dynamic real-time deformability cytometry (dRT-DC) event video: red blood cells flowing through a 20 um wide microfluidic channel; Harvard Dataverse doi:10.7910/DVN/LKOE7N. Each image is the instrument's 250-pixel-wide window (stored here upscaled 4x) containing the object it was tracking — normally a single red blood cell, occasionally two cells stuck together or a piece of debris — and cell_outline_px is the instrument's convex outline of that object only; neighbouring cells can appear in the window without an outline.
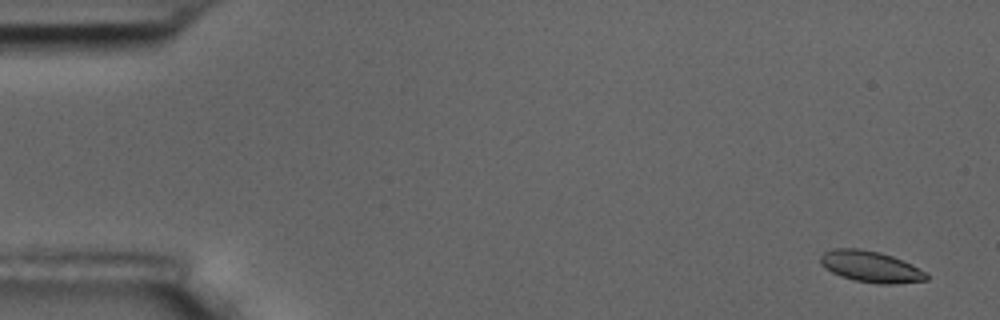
{"species": "common noctule bat (a hibernating species)", "species_latin": "Nyctalus noctula", "temperature_condition": "room temperature", "stored_images_in_passage": 4, "camera_frame_rate_fps": 3000, "um_per_image_px": 0.085, "animal": {"sex": "male", "body_mass_g": 17.5, "forearm_length_mm": 52.3}, "frame": {"image": 1, "passage_image": 1, "time_ms": 0.0, "image_size_px": [1000, 320], "cell_outline_px": [[928, 280], [892, 284], [880, 284], [856, 280], [840, 276], [824, 268], [820, 264], [820, 256], [824, 252], [832, 248], [860, 248], [880, 252], [892, 256], [912, 264], [924, 272], [928, 276]], "centroid_in_image_um": [73.97, 22.65], "position_along_channel_um": 11.0, "area_um2": 19.31}}
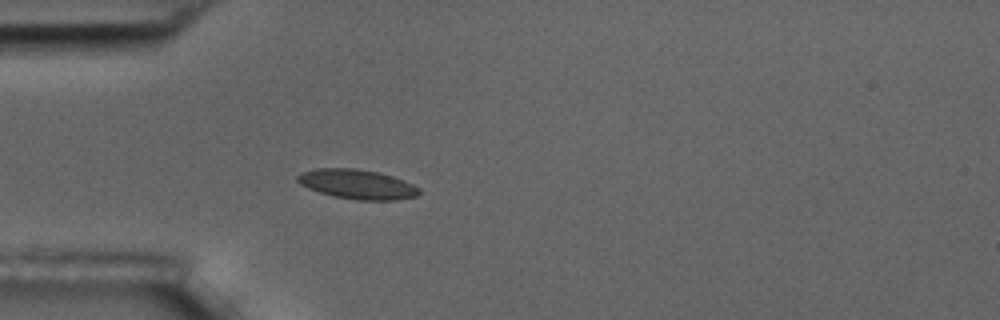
{"frame": {"image": 2, "passage_image": 4, "time_ms": 4.667, "image_size_px": [1000, 320], "cell_outline_px": [[420, 192], [416, 196], [396, 200], [356, 200], [332, 196], [308, 188], [300, 184], [296, 180], [296, 176], [304, 172], [316, 168], [356, 168], [380, 172], [404, 180], [420, 188]], "centroid_in_image_um": [30.37, 15.66], "position_along_channel_um": 54.6, "area_um2": 21.04}}